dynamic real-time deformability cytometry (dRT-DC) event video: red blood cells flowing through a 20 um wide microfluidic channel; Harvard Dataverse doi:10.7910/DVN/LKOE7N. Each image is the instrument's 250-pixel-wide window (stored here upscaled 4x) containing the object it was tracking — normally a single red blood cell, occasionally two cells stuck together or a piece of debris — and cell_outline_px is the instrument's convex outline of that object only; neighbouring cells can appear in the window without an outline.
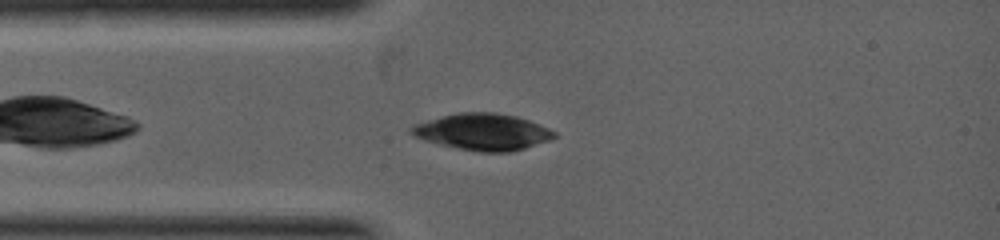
{"species": "common noctule bat (a hibernating species)", "species_latin": "Nyctalus noctula", "temperature_condition": "warm", "stored_images_in_passage": 6, "camera_frame_rate_fps": 5000, "um_per_image_px": 0.085, "animal": {"sex": "female", "body_mass_g": 19.0, "forearm_length_mm": 53.3}, "frame": {"image": 1, "passage_image": 2, "time_ms": 0.2, "image_size_px": [1000, 240], "cell_outline_px": [[556, 136], [548, 140], [512, 152], [480, 152], [440, 144], [424, 140], [408, 132], [408, 128], [416, 124], [428, 120], [460, 112], [496, 112], [516, 116], [528, 120], [548, 128], [556, 132]], "centroid_in_image_um": [41.03, 11.2], "position_along_channel_um": 44.0, "area_um2": 30.06}}
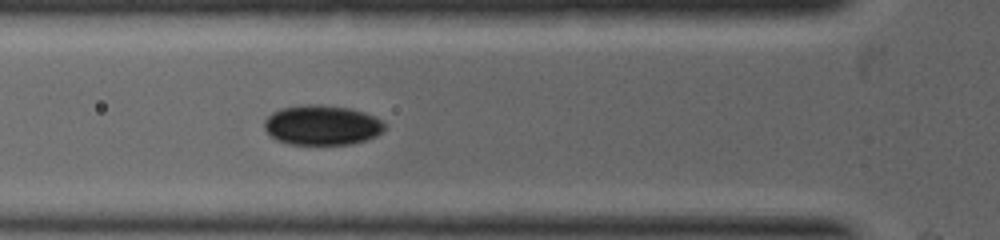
{"frame": {"image": 2, "passage_image": 5, "time_ms": 1.0, "image_size_px": [1000, 240], "cell_outline_px": [[384, 128], [376, 136], [364, 140], [348, 144], [288, 144], [276, 140], [264, 128], [264, 120], [272, 112], [280, 108], [308, 104], [320, 104], [352, 108], [364, 112], [380, 120], [384, 124]], "centroid_in_image_um": [27.33, 10.62], "position_along_channel_um": 98.5, "area_um2": 27.86}}